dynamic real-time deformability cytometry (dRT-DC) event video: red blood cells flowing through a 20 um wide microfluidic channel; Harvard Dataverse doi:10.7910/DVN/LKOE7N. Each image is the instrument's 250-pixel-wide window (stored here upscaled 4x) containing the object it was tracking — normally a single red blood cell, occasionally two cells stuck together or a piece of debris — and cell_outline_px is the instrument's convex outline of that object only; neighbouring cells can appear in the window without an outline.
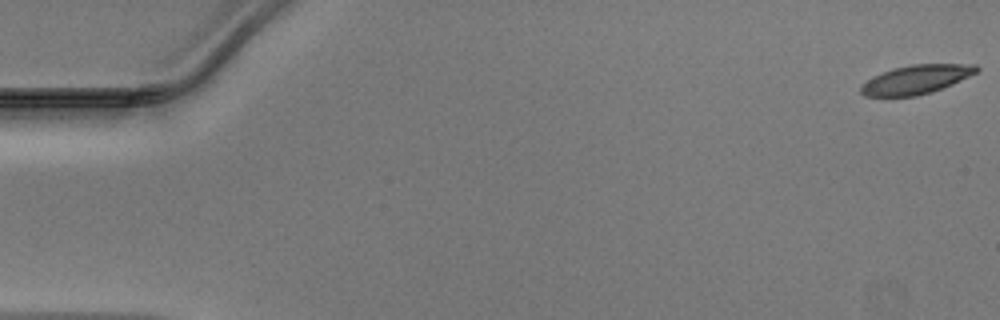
{"species": "Egyptian fruit bat (a non-hibernating species)", "species_latin": "Rousettus aegyptiacus", "temperature_condition": "warm", "stored_images_in_passage": 14, "camera_frame_rate_fps": 3000, "um_per_image_px": 0.085, "animal": {"sex": "male"}, "frame": {"image": 1, "passage_image": 1, "time_ms": 0.0, "image_size_px": [1000, 320], "cell_outline_px": [[980, 68], [976, 72], [952, 84], [932, 92], [916, 96], [864, 96], [860, 92], [860, 88], [868, 80], [884, 72], [896, 68], [912, 64], [976, 64]], "centroid_in_image_um": [77.9, 6.76], "position_along_channel_um": 7.1, "area_um2": 19.07}}
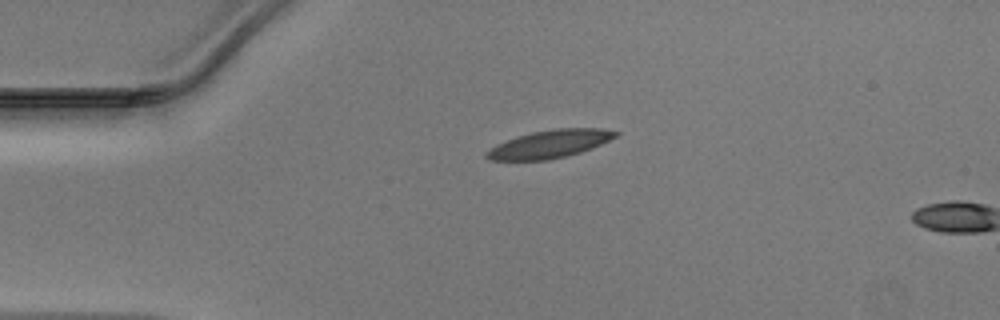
{"frame": {"image": 2, "passage_image": 12, "time_ms": 3.667, "image_size_px": [1000, 320], "cell_outline_px": [[620, 132], [616, 136], [592, 148], [568, 156], [548, 160], [488, 160], [484, 156], [484, 152], [496, 144], [532, 132], [556, 128], [600, 128]], "centroid_in_image_um": [46.7, 12.25], "position_along_channel_um": 38.3, "area_um2": 20.87}}